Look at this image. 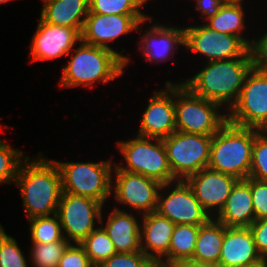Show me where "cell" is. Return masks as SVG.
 <instances>
[{
  "instance_id": "74e56055",
  "label": "cell",
  "mask_w": 267,
  "mask_h": 267,
  "mask_svg": "<svg viewBox=\"0 0 267 267\" xmlns=\"http://www.w3.org/2000/svg\"><path fill=\"white\" fill-rule=\"evenodd\" d=\"M257 251L263 259H267V218L255 220L249 226Z\"/></svg>"
},
{
  "instance_id": "4fadbf2b",
  "label": "cell",
  "mask_w": 267,
  "mask_h": 267,
  "mask_svg": "<svg viewBox=\"0 0 267 267\" xmlns=\"http://www.w3.org/2000/svg\"><path fill=\"white\" fill-rule=\"evenodd\" d=\"M112 172L111 196L119 205L131 208L139 216L157 210L158 194L162 186L159 181L115 166Z\"/></svg>"
},
{
  "instance_id": "6da1fadb",
  "label": "cell",
  "mask_w": 267,
  "mask_h": 267,
  "mask_svg": "<svg viewBox=\"0 0 267 267\" xmlns=\"http://www.w3.org/2000/svg\"><path fill=\"white\" fill-rule=\"evenodd\" d=\"M38 153V157L28 156L21 163L14 181L27 219L56 214L63 192L61 173L54 159Z\"/></svg>"
},
{
  "instance_id": "5bb4252c",
  "label": "cell",
  "mask_w": 267,
  "mask_h": 267,
  "mask_svg": "<svg viewBox=\"0 0 267 267\" xmlns=\"http://www.w3.org/2000/svg\"><path fill=\"white\" fill-rule=\"evenodd\" d=\"M149 17V15L88 13L81 33V40L87 44L115 51L125 61V67H127L132 59L123 54L125 49L121 52L114 50L110 46V42L114 43L119 37L136 32L138 24Z\"/></svg>"
},
{
  "instance_id": "3957f363",
  "label": "cell",
  "mask_w": 267,
  "mask_h": 267,
  "mask_svg": "<svg viewBox=\"0 0 267 267\" xmlns=\"http://www.w3.org/2000/svg\"><path fill=\"white\" fill-rule=\"evenodd\" d=\"M78 46L68 54V63L59 80L60 87L93 88L97 82L106 84L124 75L125 61L115 51L82 40Z\"/></svg>"
},
{
  "instance_id": "4316f807",
  "label": "cell",
  "mask_w": 267,
  "mask_h": 267,
  "mask_svg": "<svg viewBox=\"0 0 267 267\" xmlns=\"http://www.w3.org/2000/svg\"><path fill=\"white\" fill-rule=\"evenodd\" d=\"M31 243H53L67 241L62 232L58 214L28 219Z\"/></svg>"
},
{
  "instance_id": "8fae6325",
  "label": "cell",
  "mask_w": 267,
  "mask_h": 267,
  "mask_svg": "<svg viewBox=\"0 0 267 267\" xmlns=\"http://www.w3.org/2000/svg\"><path fill=\"white\" fill-rule=\"evenodd\" d=\"M103 206L95 199L62 192L57 214L64 238L70 243L82 242L100 224Z\"/></svg>"
},
{
  "instance_id": "836d02e7",
  "label": "cell",
  "mask_w": 267,
  "mask_h": 267,
  "mask_svg": "<svg viewBox=\"0 0 267 267\" xmlns=\"http://www.w3.org/2000/svg\"><path fill=\"white\" fill-rule=\"evenodd\" d=\"M152 261L142 252H116L109 259L97 262L93 267H147Z\"/></svg>"
},
{
  "instance_id": "9c48e42d",
  "label": "cell",
  "mask_w": 267,
  "mask_h": 267,
  "mask_svg": "<svg viewBox=\"0 0 267 267\" xmlns=\"http://www.w3.org/2000/svg\"><path fill=\"white\" fill-rule=\"evenodd\" d=\"M184 49L204 56L207 62L252 58L250 47L238 36L218 33L205 23L184 27Z\"/></svg>"
},
{
  "instance_id": "60d3db41",
  "label": "cell",
  "mask_w": 267,
  "mask_h": 267,
  "mask_svg": "<svg viewBox=\"0 0 267 267\" xmlns=\"http://www.w3.org/2000/svg\"><path fill=\"white\" fill-rule=\"evenodd\" d=\"M244 267H265V259L259 263H255L250 266H244Z\"/></svg>"
},
{
  "instance_id": "d6a6232c",
  "label": "cell",
  "mask_w": 267,
  "mask_h": 267,
  "mask_svg": "<svg viewBox=\"0 0 267 267\" xmlns=\"http://www.w3.org/2000/svg\"><path fill=\"white\" fill-rule=\"evenodd\" d=\"M28 265L16 239L9 236L0 223V267H28Z\"/></svg>"
},
{
  "instance_id": "9a60e30c",
  "label": "cell",
  "mask_w": 267,
  "mask_h": 267,
  "mask_svg": "<svg viewBox=\"0 0 267 267\" xmlns=\"http://www.w3.org/2000/svg\"><path fill=\"white\" fill-rule=\"evenodd\" d=\"M164 85L151 94L136 135L163 139L176 131L175 82L167 80Z\"/></svg>"
},
{
  "instance_id": "ab89813d",
  "label": "cell",
  "mask_w": 267,
  "mask_h": 267,
  "mask_svg": "<svg viewBox=\"0 0 267 267\" xmlns=\"http://www.w3.org/2000/svg\"><path fill=\"white\" fill-rule=\"evenodd\" d=\"M171 267H222L219 263H206L193 258H185L174 262Z\"/></svg>"
},
{
  "instance_id": "8992f818",
  "label": "cell",
  "mask_w": 267,
  "mask_h": 267,
  "mask_svg": "<svg viewBox=\"0 0 267 267\" xmlns=\"http://www.w3.org/2000/svg\"><path fill=\"white\" fill-rule=\"evenodd\" d=\"M178 82H175L176 131L213 136L227 121V112L218 103L195 95Z\"/></svg>"
},
{
  "instance_id": "cb8c5ba5",
  "label": "cell",
  "mask_w": 267,
  "mask_h": 267,
  "mask_svg": "<svg viewBox=\"0 0 267 267\" xmlns=\"http://www.w3.org/2000/svg\"><path fill=\"white\" fill-rule=\"evenodd\" d=\"M243 2V3H242ZM244 0H227L220 8L219 12L207 19L204 23L218 33L231 34L240 37L249 47L253 38L244 36L246 26ZM245 10V11H244Z\"/></svg>"
},
{
  "instance_id": "7c38bea8",
  "label": "cell",
  "mask_w": 267,
  "mask_h": 267,
  "mask_svg": "<svg viewBox=\"0 0 267 267\" xmlns=\"http://www.w3.org/2000/svg\"><path fill=\"white\" fill-rule=\"evenodd\" d=\"M156 211L175 225L201 226L211 219L185 180L162 184Z\"/></svg>"
},
{
  "instance_id": "ffe728a7",
  "label": "cell",
  "mask_w": 267,
  "mask_h": 267,
  "mask_svg": "<svg viewBox=\"0 0 267 267\" xmlns=\"http://www.w3.org/2000/svg\"><path fill=\"white\" fill-rule=\"evenodd\" d=\"M264 259L257 251L249 227H226L219 264L222 267H244Z\"/></svg>"
},
{
  "instance_id": "4dcf8cb0",
  "label": "cell",
  "mask_w": 267,
  "mask_h": 267,
  "mask_svg": "<svg viewBox=\"0 0 267 267\" xmlns=\"http://www.w3.org/2000/svg\"><path fill=\"white\" fill-rule=\"evenodd\" d=\"M144 5L142 0H89V13L146 15L141 11Z\"/></svg>"
},
{
  "instance_id": "2e32d148",
  "label": "cell",
  "mask_w": 267,
  "mask_h": 267,
  "mask_svg": "<svg viewBox=\"0 0 267 267\" xmlns=\"http://www.w3.org/2000/svg\"><path fill=\"white\" fill-rule=\"evenodd\" d=\"M153 20L150 16L138 24L137 32L139 35H143L137 45H139L138 49L147 62L160 64L174 57L180 46L184 48V27L159 24L158 20L154 23ZM147 21L151 26H148L147 29H141L140 25L143 26Z\"/></svg>"
},
{
  "instance_id": "d590c367",
  "label": "cell",
  "mask_w": 267,
  "mask_h": 267,
  "mask_svg": "<svg viewBox=\"0 0 267 267\" xmlns=\"http://www.w3.org/2000/svg\"><path fill=\"white\" fill-rule=\"evenodd\" d=\"M58 267H93L80 243H70L59 260Z\"/></svg>"
},
{
  "instance_id": "5b68a950",
  "label": "cell",
  "mask_w": 267,
  "mask_h": 267,
  "mask_svg": "<svg viewBox=\"0 0 267 267\" xmlns=\"http://www.w3.org/2000/svg\"><path fill=\"white\" fill-rule=\"evenodd\" d=\"M124 164L114 163L117 169L144 175L161 184L177 181L168 164L163 139L134 136L129 140L117 141Z\"/></svg>"
},
{
  "instance_id": "83f0119b",
  "label": "cell",
  "mask_w": 267,
  "mask_h": 267,
  "mask_svg": "<svg viewBox=\"0 0 267 267\" xmlns=\"http://www.w3.org/2000/svg\"><path fill=\"white\" fill-rule=\"evenodd\" d=\"M80 244L93 265L116 253L112 240L100 224Z\"/></svg>"
},
{
  "instance_id": "f35d334b",
  "label": "cell",
  "mask_w": 267,
  "mask_h": 267,
  "mask_svg": "<svg viewBox=\"0 0 267 267\" xmlns=\"http://www.w3.org/2000/svg\"><path fill=\"white\" fill-rule=\"evenodd\" d=\"M195 1L196 2L194 8L200 12L199 14H201V18L203 19L204 23L205 20L215 16L219 12L221 6L227 0H195Z\"/></svg>"
},
{
  "instance_id": "1f68e13d",
  "label": "cell",
  "mask_w": 267,
  "mask_h": 267,
  "mask_svg": "<svg viewBox=\"0 0 267 267\" xmlns=\"http://www.w3.org/2000/svg\"><path fill=\"white\" fill-rule=\"evenodd\" d=\"M249 177L267 182V130L255 128Z\"/></svg>"
},
{
  "instance_id": "ee69618b",
  "label": "cell",
  "mask_w": 267,
  "mask_h": 267,
  "mask_svg": "<svg viewBox=\"0 0 267 267\" xmlns=\"http://www.w3.org/2000/svg\"><path fill=\"white\" fill-rule=\"evenodd\" d=\"M145 4H147V2H149V0H142ZM151 1V0H150Z\"/></svg>"
},
{
  "instance_id": "484cf974",
  "label": "cell",
  "mask_w": 267,
  "mask_h": 267,
  "mask_svg": "<svg viewBox=\"0 0 267 267\" xmlns=\"http://www.w3.org/2000/svg\"><path fill=\"white\" fill-rule=\"evenodd\" d=\"M199 226L176 224L171 236L168 254L160 261L168 266L192 258L196 247Z\"/></svg>"
},
{
  "instance_id": "8d00e7d4",
  "label": "cell",
  "mask_w": 267,
  "mask_h": 267,
  "mask_svg": "<svg viewBox=\"0 0 267 267\" xmlns=\"http://www.w3.org/2000/svg\"><path fill=\"white\" fill-rule=\"evenodd\" d=\"M253 37L250 51L253 58V67L267 72V31L263 35Z\"/></svg>"
},
{
  "instance_id": "ac0fdd59",
  "label": "cell",
  "mask_w": 267,
  "mask_h": 267,
  "mask_svg": "<svg viewBox=\"0 0 267 267\" xmlns=\"http://www.w3.org/2000/svg\"><path fill=\"white\" fill-rule=\"evenodd\" d=\"M204 210L215 218L226 204L238 179L232 175L204 168L185 179Z\"/></svg>"
},
{
  "instance_id": "e0dca14e",
  "label": "cell",
  "mask_w": 267,
  "mask_h": 267,
  "mask_svg": "<svg viewBox=\"0 0 267 267\" xmlns=\"http://www.w3.org/2000/svg\"><path fill=\"white\" fill-rule=\"evenodd\" d=\"M36 26L29 45L31 63L68 56L81 41V33L76 28L47 23L41 17Z\"/></svg>"
},
{
  "instance_id": "7a4b0ae2",
  "label": "cell",
  "mask_w": 267,
  "mask_h": 267,
  "mask_svg": "<svg viewBox=\"0 0 267 267\" xmlns=\"http://www.w3.org/2000/svg\"><path fill=\"white\" fill-rule=\"evenodd\" d=\"M253 58L209 61L194 76L180 81L195 95L218 103L226 112L237 102Z\"/></svg>"
},
{
  "instance_id": "d4e9b609",
  "label": "cell",
  "mask_w": 267,
  "mask_h": 267,
  "mask_svg": "<svg viewBox=\"0 0 267 267\" xmlns=\"http://www.w3.org/2000/svg\"><path fill=\"white\" fill-rule=\"evenodd\" d=\"M225 225L211 218L199 226L193 259L206 263H219Z\"/></svg>"
},
{
  "instance_id": "f546056e",
  "label": "cell",
  "mask_w": 267,
  "mask_h": 267,
  "mask_svg": "<svg viewBox=\"0 0 267 267\" xmlns=\"http://www.w3.org/2000/svg\"><path fill=\"white\" fill-rule=\"evenodd\" d=\"M20 149L0 139V185L15 181L21 163L28 157Z\"/></svg>"
},
{
  "instance_id": "30bf717a",
  "label": "cell",
  "mask_w": 267,
  "mask_h": 267,
  "mask_svg": "<svg viewBox=\"0 0 267 267\" xmlns=\"http://www.w3.org/2000/svg\"><path fill=\"white\" fill-rule=\"evenodd\" d=\"M235 125L267 130V72L253 67L247 74L237 102L227 112Z\"/></svg>"
},
{
  "instance_id": "44dd1931",
  "label": "cell",
  "mask_w": 267,
  "mask_h": 267,
  "mask_svg": "<svg viewBox=\"0 0 267 267\" xmlns=\"http://www.w3.org/2000/svg\"><path fill=\"white\" fill-rule=\"evenodd\" d=\"M175 224L157 211L141 215V251L153 262L169 252Z\"/></svg>"
},
{
  "instance_id": "b9f144b4",
  "label": "cell",
  "mask_w": 267,
  "mask_h": 267,
  "mask_svg": "<svg viewBox=\"0 0 267 267\" xmlns=\"http://www.w3.org/2000/svg\"><path fill=\"white\" fill-rule=\"evenodd\" d=\"M147 267H163L162 262H151Z\"/></svg>"
},
{
  "instance_id": "e575fe53",
  "label": "cell",
  "mask_w": 267,
  "mask_h": 267,
  "mask_svg": "<svg viewBox=\"0 0 267 267\" xmlns=\"http://www.w3.org/2000/svg\"><path fill=\"white\" fill-rule=\"evenodd\" d=\"M250 185L255 220L267 218V182L254 178H246Z\"/></svg>"
},
{
  "instance_id": "603a6c76",
  "label": "cell",
  "mask_w": 267,
  "mask_h": 267,
  "mask_svg": "<svg viewBox=\"0 0 267 267\" xmlns=\"http://www.w3.org/2000/svg\"><path fill=\"white\" fill-rule=\"evenodd\" d=\"M89 13V0H49L41 8L40 17L47 23L76 28L82 33Z\"/></svg>"
},
{
  "instance_id": "277c9868",
  "label": "cell",
  "mask_w": 267,
  "mask_h": 267,
  "mask_svg": "<svg viewBox=\"0 0 267 267\" xmlns=\"http://www.w3.org/2000/svg\"><path fill=\"white\" fill-rule=\"evenodd\" d=\"M254 139L255 128L227 120L213 135L208 168L245 180L249 177Z\"/></svg>"
},
{
  "instance_id": "bcb514c9",
  "label": "cell",
  "mask_w": 267,
  "mask_h": 267,
  "mask_svg": "<svg viewBox=\"0 0 267 267\" xmlns=\"http://www.w3.org/2000/svg\"><path fill=\"white\" fill-rule=\"evenodd\" d=\"M265 267H267V259H265Z\"/></svg>"
},
{
  "instance_id": "ba28073f",
  "label": "cell",
  "mask_w": 267,
  "mask_h": 267,
  "mask_svg": "<svg viewBox=\"0 0 267 267\" xmlns=\"http://www.w3.org/2000/svg\"><path fill=\"white\" fill-rule=\"evenodd\" d=\"M212 138L209 135L178 131L163 138L168 164L177 180H185L208 167Z\"/></svg>"
},
{
  "instance_id": "f1b7e54d",
  "label": "cell",
  "mask_w": 267,
  "mask_h": 267,
  "mask_svg": "<svg viewBox=\"0 0 267 267\" xmlns=\"http://www.w3.org/2000/svg\"><path fill=\"white\" fill-rule=\"evenodd\" d=\"M29 262L33 267H58L64 251L70 244L69 241H56L53 243H31Z\"/></svg>"
},
{
  "instance_id": "7bdbcfd3",
  "label": "cell",
  "mask_w": 267,
  "mask_h": 267,
  "mask_svg": "<svg viewBox=\"0 0 267 267\" xmlns=\"http://www.w3.org/2000/svg\"><path fill=\"white\" fill-rule=\"evenodd\" d=\"M10 1H12V0H0V4H4V3H6V2H10ZM14 1V0H13Z\"/></svg>"
},
{
  "instance_id": "7402d4cb",
  "label": "cell",
  "mask_w": 267,
  "mask_h": 267,
  "mask_svg": "<svg viewBox=\"0 0 267 267\" xmlns=\"http://www.w3.org/2000/svg\"><path fill=\"white\" fill-rule=\"evenodd\" d=\"M215 219L226 227H249L255 221L250 185L245 180L236 182Z\"/></svg>"
},
{
  "instance_id": "d6986e66",
  "label": "cell",
  "mask_w": 267,
  "mask_h": 267,
  "mask_svg": "<svg viewBox=\"0 0 267 267\" xmlns=\"http://www.w3.org/2000/svg\"><path fill=\"white\" fill-rule=\"evenodd\" d=\"M116 205L104 222L103 213H101L100 224L113 242L116 252H135L141 251V215L139 219L136 212L130 210L126 212L127 207L118 208ZM130 212V213H129ZM134 213V214H132ZM103 224V225H102Z\"/></svg>"
},
{
  "instance_id": "f6af8a7d",
  "label": "cell",
  "mask_w": 267,
  "mask_h": 267,
  "mask_svg": "<svg viewBox=\"0 0 267 267\" xmlns=\"http://www.w3.org/2000/svg\"><path fill=\"white\" fill-rule=\"evenodd\" d=\"M163 267H171V266H168V265H166V264L163 263Z\"/></svg>"
},
{
  "instance_id": "52a82bcc",
  "label": "cell",
  "mask_w": 267,
  "mask_h": 267,
  "mask_svg": "<svg viewBox=\"0 0 267 267\" xmlns=\"http://www.w3.org/2000/svg\"><path fill=\"white\" fill-rule=\"evenodd\" d=\"M62 178V190L77 196H86L103 205L111 197V158L100 162H62L54 160Z\"/></svg>"
}]
</instances>
